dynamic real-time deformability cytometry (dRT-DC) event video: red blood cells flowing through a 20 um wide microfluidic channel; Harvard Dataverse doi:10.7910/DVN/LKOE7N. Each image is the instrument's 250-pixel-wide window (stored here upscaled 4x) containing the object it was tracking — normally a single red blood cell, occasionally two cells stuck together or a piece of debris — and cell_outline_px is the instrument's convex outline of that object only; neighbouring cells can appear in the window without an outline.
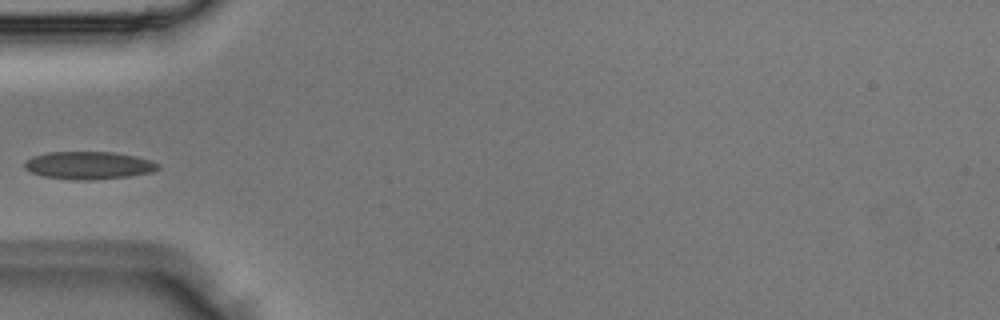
{"species": "Egyptian fruit bat (a non-hibernating species)", "species_latin": "Rousettus aegyptiacus", "temperature_condition": "room temperature", "stored_images_in_passage": 1, "camera_frame_rate_fps": 3000, "um_per_image_px": 0.085, "animal": {"sex": "male"}, "frame": {"image": 1, "passage_image": 1, "time_ms": 0.0, "image_size_px": [1000, 320], "cell_outline_px": [[160, 168], [152, 172], [128, 176], [88, 180], [72, 180], [44, 176], [32, 172], [24, 168], [24, 160], [32, 156], [48, 152], [112, 152], [136, 156], [160, 164]], "centroid_in_image_um": [7.51, 14.05], "position_along_channel_um": 77.5, "area_um2": 21.5}}